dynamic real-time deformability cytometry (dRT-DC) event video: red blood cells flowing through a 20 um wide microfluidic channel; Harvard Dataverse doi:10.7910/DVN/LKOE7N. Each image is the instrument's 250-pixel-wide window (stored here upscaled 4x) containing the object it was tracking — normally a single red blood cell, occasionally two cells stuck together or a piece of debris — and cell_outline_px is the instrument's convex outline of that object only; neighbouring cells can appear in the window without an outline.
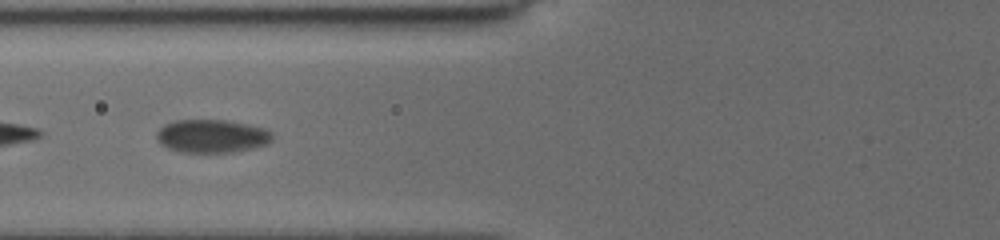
{"species": "common noctule bat (a hibernating species)", "species_latin": "Nyctalus noctula", "temperature_condition": "cold", "stored_images_in_passage": 52, "camera_frame_rate_fps": 3000, "um_per_image_px": 0.085, "animal": {"sex": "female", "body_mass_g": 19.5, "forearm_length_mm": 54.1}, "frame": {"image": 1, "passage_image": 23, "time_ms": 8.0, "image_size_px": [1000, 240], "cell_outline_px": [[272, 140], [264, 144], [232, 152], [180, 152], [168, 148], [160, 144], [156, 140], [156, 132], [164, 124], [176, 120], [224, 120], [264, 128], [272, 132]], "centroid_in_image_um": [17.93, 11.56], "position_along_channel_um": 107.9, "area_um2": 22.14}}
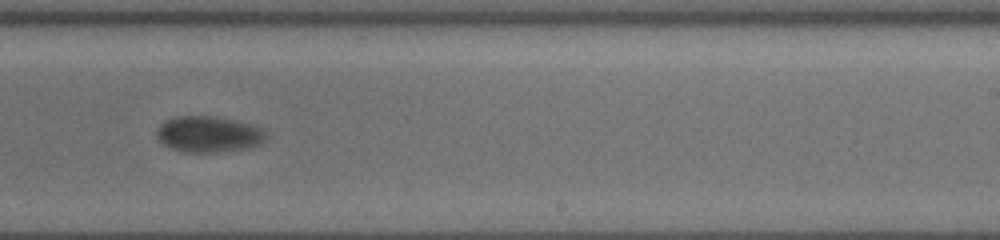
{"frame": {"image": 2, "passage_image": 35, "time_ms": 12.333, "image_size_px": [1000, 240], "cell_outline_px": [[264, 140], [260, 144], [244, 148], [212, 152], [184, 152], [172, 148], [164, 144], [156, 136], [156, 132], [160, 124], [164, 120], [176, 116], [212, 116], [236, 120], [260, 128], [264, 132]], "centroid_in_image_um": [17.67, 11.39], "position_along_channel_um": 271.3, "area_um2": 22.6}}
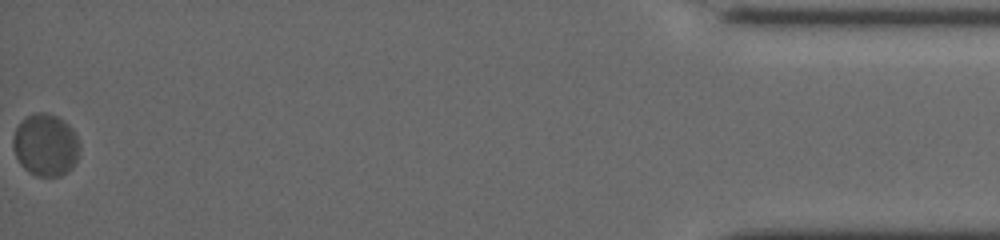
{"frame": {"image": 3, "passage_image": 52, "time_ms": 18.667, "image_size_px": [1000, 240], "cell_outline_px": [[80, 148], [76, 160], [72, 168], [60, 176], [36, 176], [28, 172], [20, 164], [16, 156], [12, 144], [12, 136], [16, 128], [28, 116], [36, 112], [48, 112], [64, 120], [72, 128], [80, 144]], "centroid_in_image_um": [3.88, 12.32], "position_along_channel_um": 431.3, "area_um2": 24.22}, "authors_computed_cell_mechanics": {"area_um2": 23.5824, "velocity_mm_per_s": 3.7774, "shape_relaxation_time_tau1_ms": 4.8927, "shape_relaxation_time_tau2_ms": null, "deformation_change_tau1": 0.0925, "deformation_change_tau2": null}}